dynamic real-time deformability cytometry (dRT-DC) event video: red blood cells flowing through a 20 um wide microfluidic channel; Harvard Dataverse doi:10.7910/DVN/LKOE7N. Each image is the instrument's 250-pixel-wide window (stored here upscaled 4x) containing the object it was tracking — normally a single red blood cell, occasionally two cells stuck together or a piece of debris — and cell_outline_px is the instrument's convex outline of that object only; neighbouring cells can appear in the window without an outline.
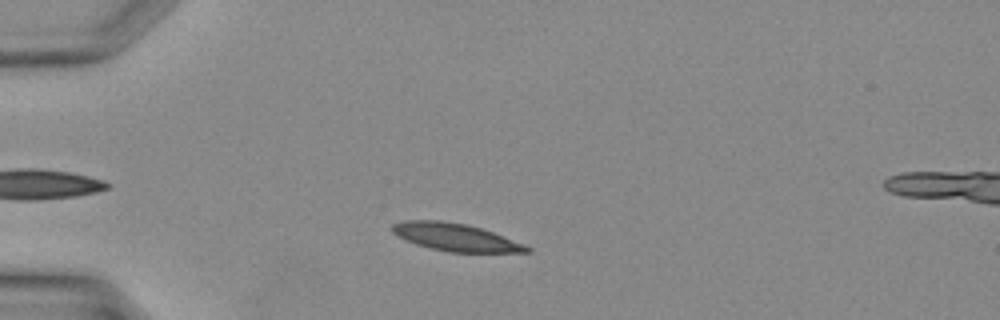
{"species": "Egyptian fruit bat (a non-hibernating species)", "species_latin": "Rousettus aegyptiacus", "temperature_condition": "warm", "stored_images_in_passage": 33, "camera_frame_rate_fps": 3000, "um_per_image_px": 0.085, "animal": {"sex": "female"}, "frame": {"image": 1, "passage_image": 6, "time_ms": 1.667, "image_size_px": [1000, 320], "cell_outline_px": [[532, 248], [528, 252], [448, 252], [416, 244], [392, 232], [392, 224], [404, 220], [440, 220], [464, 224], [480, 228], [492, 232], [524, 244]], "centroid_in_image_um": [38.71, 20.16], "position_along_channel_um": 46.3, "area_um2": 21.21}}
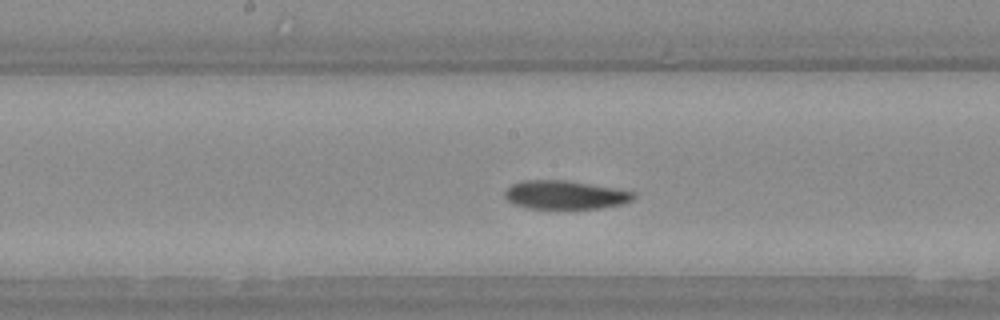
{"frame": {"image": 2, "passage_image": 16, "time_ms": 5.0, "image_size_px": [1000, 320], "cell_outline_px": [[636, 196], [632, 200], [620, 204], [600, 208], [524, 208], [512, 204], [504, 196], [504, 192], [512, 184], [524, 180], [564, 180], [616, 188], [636, 192]], "centroid_in_image_um": [48.02, 16.56], "position_along_channel_um": 200.2, "area_um2": 21.39}}
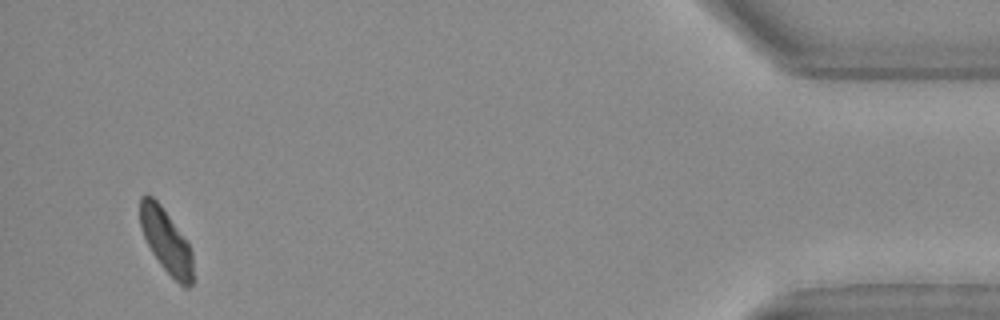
{"frame": {"image": 3, "passage_image": 32, "time_ms": 10.333, "image_size_px": [1000, 320], "cell_outline_px": [[192, 284], [188, 288], [184, 288], [160, 264], [152, 252], [144, 236], [140, 224], [140, 196], [148, 192], [160, 204], [188, 240], [192, 252]], "centroid_in_image_um": [14.13, 20.44], "position_along_channel_um": 421.1, "area_um2": 19.71}}